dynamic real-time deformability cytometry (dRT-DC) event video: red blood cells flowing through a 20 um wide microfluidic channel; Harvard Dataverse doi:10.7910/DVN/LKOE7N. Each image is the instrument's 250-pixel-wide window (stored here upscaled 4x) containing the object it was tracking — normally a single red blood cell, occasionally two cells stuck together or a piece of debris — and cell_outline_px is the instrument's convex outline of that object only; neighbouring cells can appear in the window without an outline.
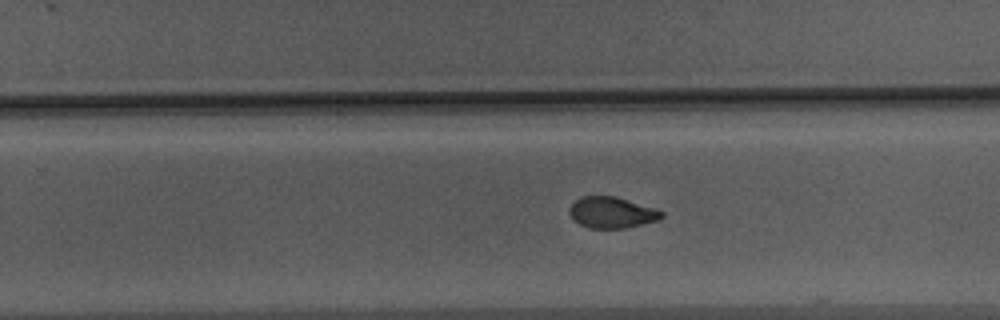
{"species": "Egyptian fruit bat (a non-hibernating species)", "species_latin": "Rousettus aegyptiacus", "temperature_condition": "warm", "stored_images_in_passage": 21, "camera_frame_rate_fps": 3000, "um_per_image_px": 0.085, "animal": {"sex": "male"}, "frame": {"image": 1, "passage_image": 20, "time_ms": 6.333, "image_size_px": [1000, 320], "cell_outline_px": [[664, 216], [656, 220], [624, 228], [588, 228], [572, 220], [568, 212], [572, 204], [580, 196], [612, 196], [652, 208], [664, 212]], "centroid_in_image_um": [51.92, 18.07], "position_along_channel_um": 277.9, "area_um2": 16.36}}